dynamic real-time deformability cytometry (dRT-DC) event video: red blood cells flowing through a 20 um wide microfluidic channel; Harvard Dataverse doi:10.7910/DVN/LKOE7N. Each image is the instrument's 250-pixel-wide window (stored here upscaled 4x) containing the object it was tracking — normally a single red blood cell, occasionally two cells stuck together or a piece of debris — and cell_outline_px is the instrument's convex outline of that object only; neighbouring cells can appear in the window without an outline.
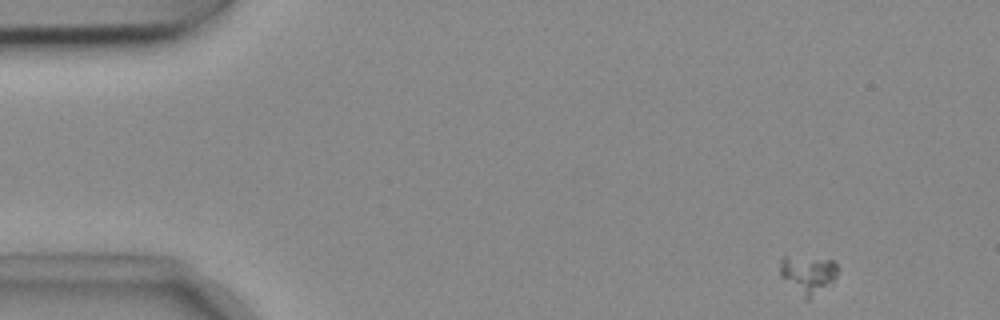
{"species": "common noctule bat (a hibernating species)", "species_latin": "Nyctalus noctula", "temperature_condition": "cold", "stored_images_in_passage": 51, "camera_frame_rate_fps": 3000, "um_per_image_px": 0.085, "animal": {"sex": "female", "body_mass_g": 18.4}, "frame": {"image": 1, "passage_image": 1, "time_ms": 0.0, "image_size_px": [1000, 320], "cell_outline_px": [[836, 276], [832, 280], [808, 300], [780, 276], [780, 260], [784, 256], [788, 256], [832, 260], [836, 264]], "centroid_in_image_um": [68.62, 23.28], "position_along_channel_um": 16.4, "area_um2": 12.14}}
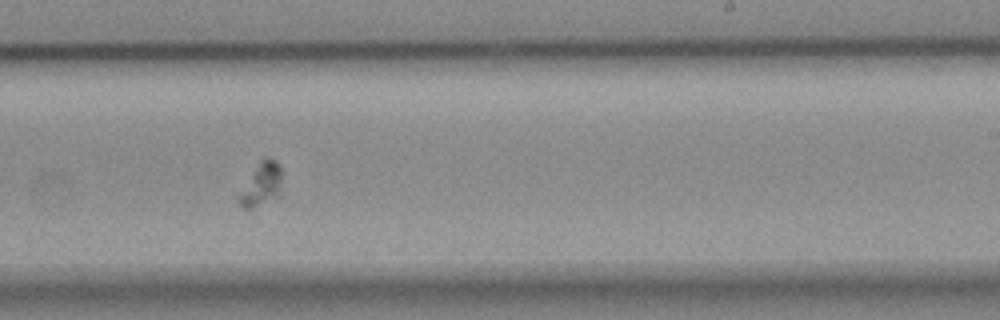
{"frame": {"image": 2, "passage_image": 30, "time_ms": 9.667, "image_size_px": [1000, 320], "cell_outline_px": [[284, 172], [280, 196], [252, 208], [244, 208], [236, 200], [260, 160], [276, 160], [280, 164]], "centroid_in_image_um": [22.3, 15.69], "position_along_channel_um": 266.7, "area_um2": 10.75}}
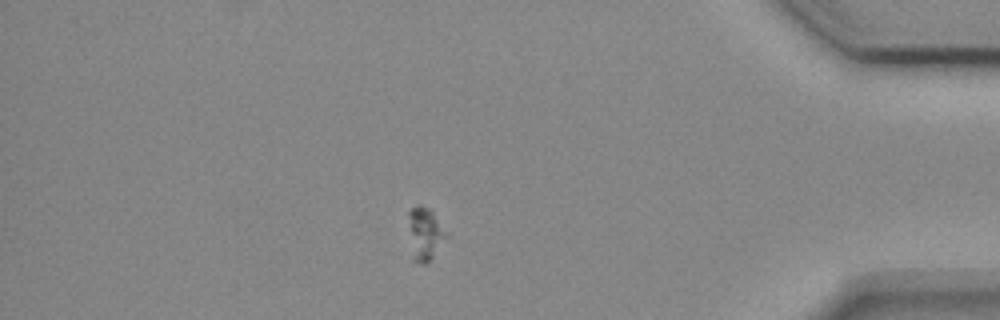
{"frame": {"image": 3, "passage_image": 44, "time_ms": 14.333, "image_size_px": [1000, 320], "cell_outline_px": [[448, 236], [432, 256], [424, 264], [412, 260], [408, 216], [408, 212], [416, 204], [420, 204], [428, 208], [432, 212], [448, 232]], "centroid_in_image_um": [36.11, 19.84], "position_along_channel_um": 399.1, "area_um2": 11.5}}